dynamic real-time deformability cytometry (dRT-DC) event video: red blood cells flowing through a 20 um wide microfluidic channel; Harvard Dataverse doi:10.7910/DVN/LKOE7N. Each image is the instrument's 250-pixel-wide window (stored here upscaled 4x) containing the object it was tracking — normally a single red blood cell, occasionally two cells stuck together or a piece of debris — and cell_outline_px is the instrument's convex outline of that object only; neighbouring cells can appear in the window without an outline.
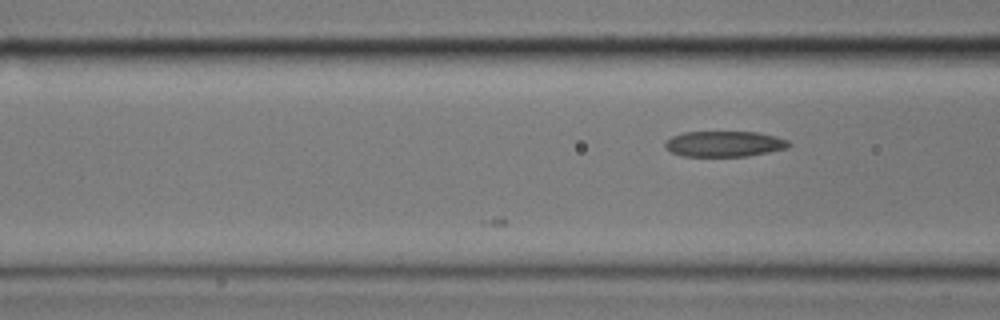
{"species": "common noctule bat (a hibernating species)", "species_latin": "Nyctalus noctula", "temperature_condition": "cold", "stored_images_in_passage": 5, "camera_frame_rate_fps": 3000, "um_per_image_px": 0.085, "animal": {"sex": "male", "body_mass_g": 17.9}, "frame": {"image": 1, "passage_image": 5, "time_ms": 1.333, "image_size_px": [1000, 320], "cell_outline_px": [[792, 144], [788, 148], [768, 152], [744, 156], [684, 156], [672, 152], [664, 148], [664, 144], [672, 136], [684, 132], [756, 132], [776, 136], [788, 140]], "centroid_in_image_um": [61.58, 12.23], "position_along_channel_um": 105.0, "area_um2": 18.44}}